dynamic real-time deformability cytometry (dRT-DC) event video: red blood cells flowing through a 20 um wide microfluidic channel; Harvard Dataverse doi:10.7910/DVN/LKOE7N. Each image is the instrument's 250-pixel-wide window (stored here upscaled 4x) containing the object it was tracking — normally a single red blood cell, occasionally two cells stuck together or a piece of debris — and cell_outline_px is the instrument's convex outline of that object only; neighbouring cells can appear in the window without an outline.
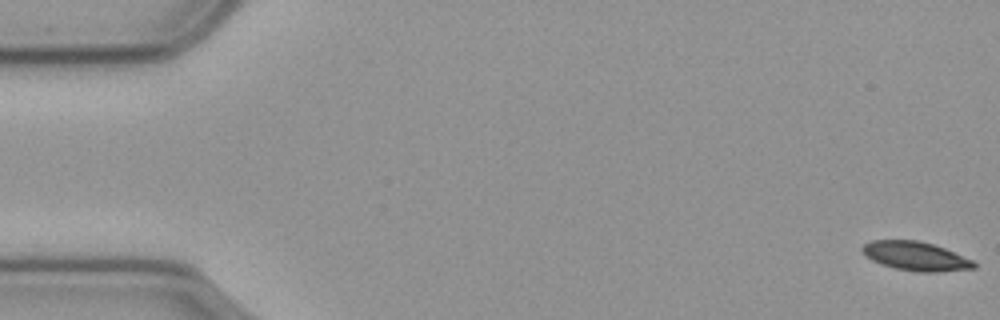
{"species": "common noctule bat (a hibernating species)", "species_latin": "Nyctalus noctula", "temperature_condition": "cold", "stored_images_in_passage": 18, "camera_frame_rate_fps": 3000, "um_per_image_px": 0.085, "animal": {"sex": "male", "body_mass_g": 23.1, "forearm_length_mm": 52.7}, "frame": {"image": 1, "passage_image": 1, "time_ms": 0.0, "image_size_px": [1000, 320], "cell_outline_px": [[976, 268], [940, 272], [916, 272], [896, 268], [880, 264], [864, 256], [860, 248], [864, 244], [872, 240], [916, 240], [932, 244], [944, 248], [972, 260], [976, 264]], "centroid_in_image_um": [77.79, 21.78], "position_along_channel_um": 7.2, "area_um2": 18.84}}